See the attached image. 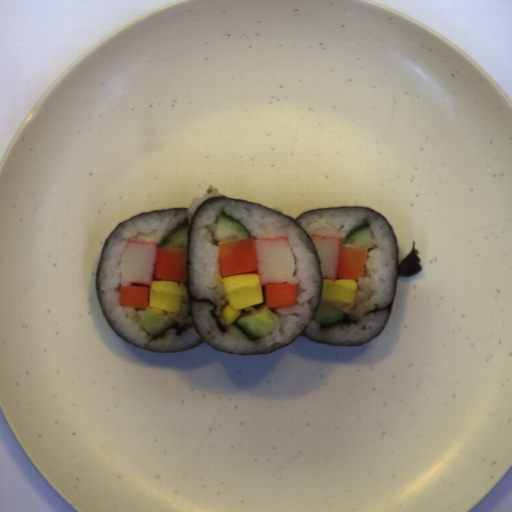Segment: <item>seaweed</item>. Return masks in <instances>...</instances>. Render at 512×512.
Here are the masks:
<instances>
[{"label": "seaweed", "mask_w": 512, "mask_h": 512, "mask_svg": "<svg viewBox=\"0 0 512 512\" xmlns=\"http://www.w3.org/2000/svg\"><path fill=\"white\" fill-rule=\"evenodd\" d=\"M236 200V201H245V202H248V203H251V204H254L256 206H259V207H262V208H265V209H268L276 214H279L285 218H287L288 220H290L293 224H295L297 227H299L303 233L308 237V239L311 241L312 243V246H313V249L315 251V254H316V257H317V261H318V267H319V273H320V286H319V298H318V301H317V305H316V308H315V311H314V315L312 317V319L309 321V323L306 325V327L303 329V331L300 333V335L298 337H296L295 339H293L291 342H289L288 344L276 349V350H279L285 346H288L290 345L292 342H294L297 338L299 337H304L314 343H319V344H325V345H330V346H335V347H357L359 345H362L364 343H357V344H347V345H331V344H326V343H321V342H316L312 339H310L309 337L303 335L304 333V330L307 328V326L314 320L315 318V315L317 313V310H318V307H319V304L321 302V294H322V284H323V276H322V271H321V266H320V261H319V257H318V254H317V251L315 249V246H314V243L311 239V237L306 233V231L303 229V227L301 225H299L297 223V219H299L300 217H302L303 215H305L306 213H311V212H317V211H322V210H327V209H363V210H371L372 212H374L375 214H377L379 217H381L382 219H384L389 227V229L391 230L394 238H395V244H396V254H397V264H396V275H395V283H394V288H393V292H392V297H391V300L389 302V304L386 306V307H383V308H378L377 305L374 306V309L373 310H370L366 313V315L368 314H372V313H375V312H378V311H384V310H389L388 312V316L381 328V330L373 337L371 338L369 341H372L376 336H378L382 331L383 329L385 328L386 324L388 323V321L390 320L391 318V315H392V309H393V303H394V298H395V292H396V287H397V281H398V277H412L414 275H417L420 273V271L422 270V266H421V257L419 256L420 252L419 250H416V242H413V245H412V249L411 251L409 252V254L399 263V250H398V242H397V238H396V234H395V231L393 229V227L391 226L390 222L385 218L383 217L378 211L374 210V209H371L367 206H355V207H338V208H319V209H314V210H310V211H305L304 213H302L300 216H298L297 218H291L287 215H284L278 211H275L271 208H268L264 205H261L259 203H255V202H252V201H248V200H245V199H239V198H234V197H228V196H222V197H211L209 198L208 200H206L205 202H203L195 211L194 213L192 214V216L190 217V219H186L184 221H181L179 222L168 234H166L163 238V240L168 237L171 233H173L175 230H177L178 228L184 226V225H189V228L187 230V233H186V239H187V246H186V250H185V257H186V282H183L185 287H186V292H187V295H188V311H189V315H190V319H191V322H192V325L200 339V342L193 345V346H190L186 349H183V350H179V351H157V350H153V349H149V348H145V347H142V346H139V345H136L134 343H131V342H128L117 330L116 328L114 327V325L112 324L111 320L109 319L105 309H104V306L100 300V289H99V274H100V264H101V258L103 256V253H104V250L110 240V238L112 237L114 231L119 228L121 225L139 217V216H147V215H150V214H154V213H157V212H165V211H186L187 209L190 208L189 207H185V208H178V209H167V210H155V211H151V212H147V213H143V214H140L138 216H135L133 218H130L128 220H125L123 221L122 223H120L119 225H117L116 227L113 228V230L111 231V233L109 234V236L107 237V239L105 240L104 244H103V247H102V251H101V254H100V257H99V261H98V266H97V270H96V289H97V293H98V297H99V301H100V305H101V309H102V313L104 315V317L106 318V320L108 321L109 325L111 326V328L127 343L135 346V347H138V348H141V349H145V350H148V351H151V352H154V353H178V352H185L197 345H200L202 343H205V341L202 339V337L200 336L194 322H193V317H192V309H191V305L193 303H207V304H211L212 306H215V304L210 300V299H197L196 297L193 296V294L191 293V288H190V280H189V266H188V253H189V245H190V237H191V230H192V225L194 223V220L197 216V214L199 213V211L204 208L206 205H209L211 203H214V202H218V201H223V200ZM215 308L213 310V318L216 322V324L218 325L221 333H225L226 331V328L224 325H222L220 323V321L217 319L216 317V314H215ZM365 315V316H366ZM367 341V342H369ZM366 342V343H367ZM206 344V343H205ZM207 345V344H206ZM209 346V345H208ZM211 349H214L216 351H219L211 346H209ZM274 350V351H276ZM272 351V352H274ZM221 352V351H219ZM223 353V352H221ZM224 354H233V353H224ZM263 354H267V353H257V354H244V356H260V355H263ZM234 355H243V354H234Z\"/></svg>", "instance_id": "seaweed-1"}, {"label": "seaweed", "mask_w": 512, "mask_h": 512, "mask_svg": "<svg viewBox=\"0 0 512 512\" xmlns=\"http://www.w3.org/2000/svg\"><path fill=\"white\" fill-rule=\"evenodd\" d=\"M171 321L174 323L173 327H171L174 330V334H176L177 336H180L181 334H183L185 331L183 326L181 324H179L178 322H176L175 320H171Z\"/></svg>", "instance_id": "seaweed-2"}]
</instances>
